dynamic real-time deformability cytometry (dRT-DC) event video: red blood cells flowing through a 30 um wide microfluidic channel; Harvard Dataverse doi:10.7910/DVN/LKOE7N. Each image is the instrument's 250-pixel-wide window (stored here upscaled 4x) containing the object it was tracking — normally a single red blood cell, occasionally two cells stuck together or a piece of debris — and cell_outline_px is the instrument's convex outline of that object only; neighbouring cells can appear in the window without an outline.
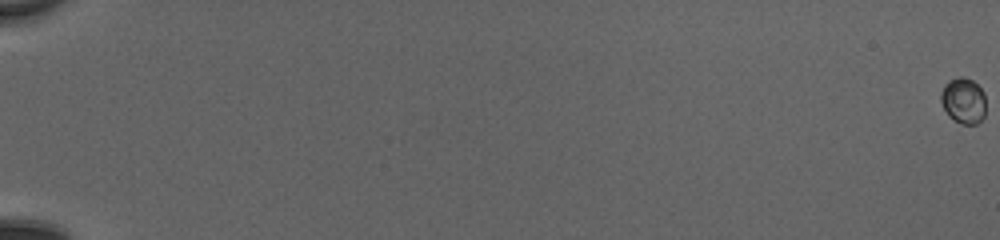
{"species": "common noctule bat (a hibernating species)", "species_latin": "Nyctalus noctula", "temperature_condition": "cold", "stored_images_in_passage": 55, "camera_frame_rate_fps": 3000, "um_per_image_px": 0.085, "animal": {"sex": "female", "body_mass_g": 20.0, "forearm_length_mm": 54.0}, "frame": {"image": 1, "passage_image": 1, "time_ms": 0.0, "image_size_px": [1000, 240], "cell_outline_px": [[984, 116], [976, 124], [964, 124], [948, 116], [940, 100], [940, 92], [944, 84], [948, 80], [960, 76], [964, 76], [972, 80], [984, 92]], "centroid_in_image_um": [81.86, 8.52], "position_along_channel_um": 3.1, "area_um2": 11.96}}
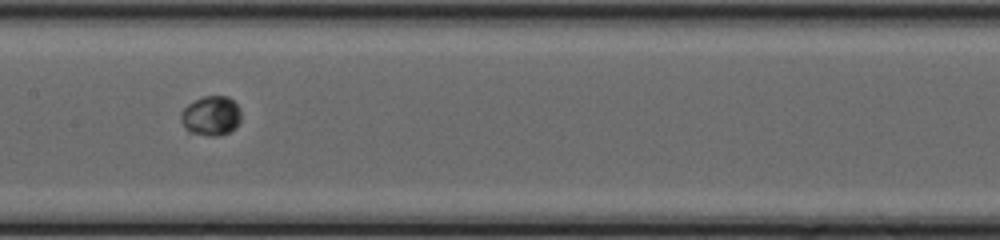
{"frame": {"image": 2, "passage_image": 32, "time_ms": 10.333, "image_size_px": [1000, 240], "cell_outline_px": [[240, 120], [236, 128], [228, 132], [216, 136], [208, 136], [188, 132], [180, 120], [180, 112], [188, 104], [204, 96], [228, 96], [240, 108]], "centroid_in_image_um": [17.93, 9.85], "position_along_channel_um": 189.5, "area_um2": 13.93}}
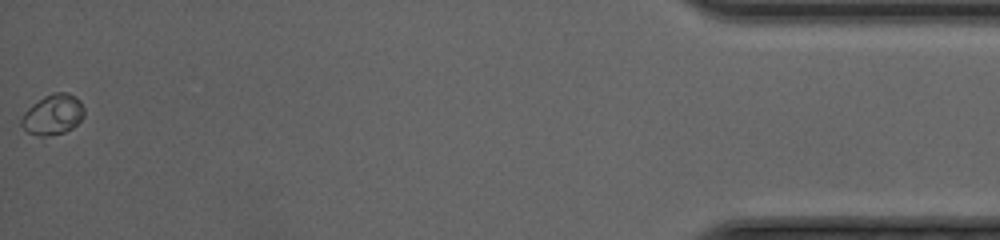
{"frame": {"image": 3, "passage_image": 55, "time_ms": 18.0, "image_size_px": [1000, 240], "cell_outline_px": [[84, 116], [72, 128], [64, 132], [44, 136], [40, 136], [28, 132], [20, 124], [20, 120], [24, 112], [32, 104], [44, 96], [56, 92], [68, 92], [76, 96], [80, 100], [84, 108]], "centroid_in_image_um": [4.5, 9.72], "position_along_channel_um": 430.7, "area_um2": 14.74}}